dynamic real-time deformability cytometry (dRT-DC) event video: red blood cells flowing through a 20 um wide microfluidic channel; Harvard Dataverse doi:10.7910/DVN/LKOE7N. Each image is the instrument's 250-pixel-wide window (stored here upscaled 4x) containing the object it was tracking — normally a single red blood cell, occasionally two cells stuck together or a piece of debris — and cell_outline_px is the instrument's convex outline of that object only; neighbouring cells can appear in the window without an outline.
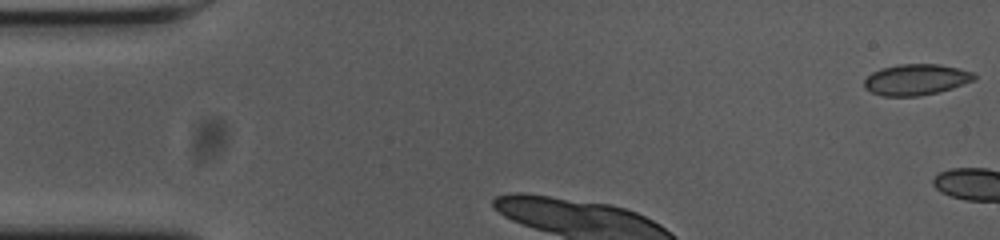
{"species": "common noctule bat (a hibernating species)", "species_latin": "Nyctalus noctula", "temperature_condition": "cold", "stored_images_in_passage": 3, "camera_frame_rate_fps": 3000, "um_per_image_px": 0.085, "animal": {"sex": "female", "body_mass_g": 23.0, "forearm_length_mm": 53.4}, "frame": {"image": 1, "passage_image": 1, "time_ms": 0.0, "image_size_px": [1000, 240], "cell_outline_px": [[976, 80], [952, 88], [936, 92], [916, 96], [884, 96], [872, 92], [864, 88], [864, 80], [872, 72], [880, 68], [896, 64], [940, 64], [960, 68], [972, 72], [976, 76]], "centroid_in_image_um": [77.87, 6.75], "position_along_channel_um": 7.1, "area_um2": 19.94}}